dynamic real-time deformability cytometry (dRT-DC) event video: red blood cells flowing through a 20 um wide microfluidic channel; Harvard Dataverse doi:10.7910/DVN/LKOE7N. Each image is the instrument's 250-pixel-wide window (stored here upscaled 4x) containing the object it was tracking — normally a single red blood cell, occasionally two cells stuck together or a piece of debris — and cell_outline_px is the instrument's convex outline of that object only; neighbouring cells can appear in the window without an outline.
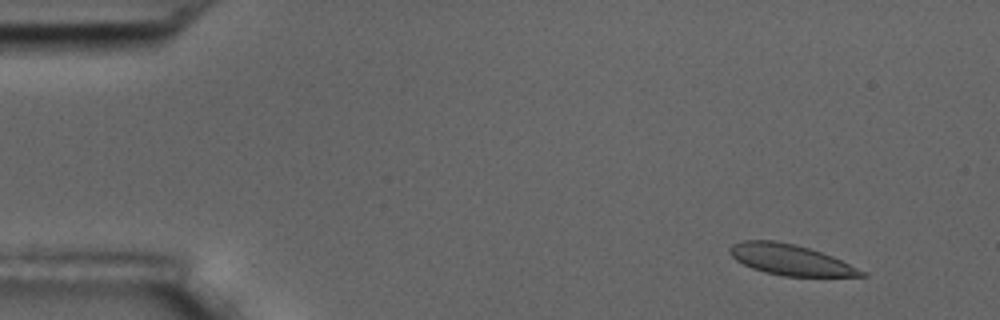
{"species": "common noctule bat (a hibernating species)", "species_latin": "Nyctalus noctula", "temperature_condition": "room temperature", "stored_images_in_passage": 5, "camera_frame_rate_fps": 3000, "um_per_image_px": 0.085, "animal": {"sex": "male", "body_mass_g": 17.5, "forearm_length_mm": 52.3}, "frame": {"image": 1, "passage_image": 2, "time_ms": 1.0, "image_size_px": [1000, 320], "cell_outline_px": [[868, 276], [784, 276], [764, 272], [752, 268], [736, 260], [728, 252], [728, 248], [732, 244], [744, 240], [776, 240], [796, 244], [832, 256], [868, 272]], "centroid_in_image_um": [67.18, 22.07], "position_along_channel_um": 17.8, "area_um2": 23.58}}
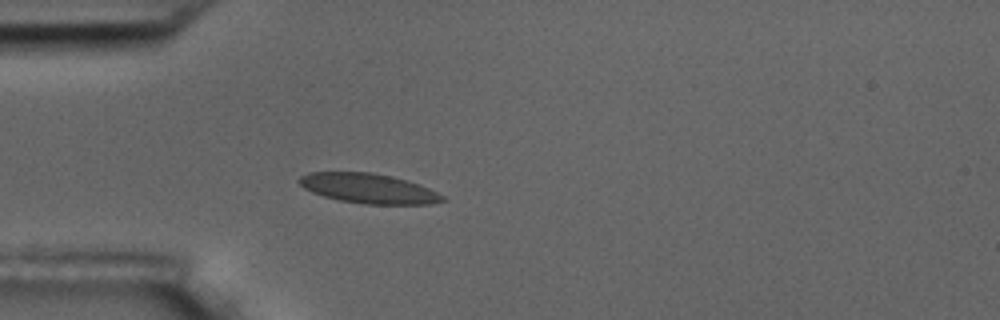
{"frame": {"image": 2, "passage_image": 5, "time_ms": 4.667, "image_size_px": [1000, 320], "cell_outline_px": [[444, 200], [432, 204], [364, 204], [340, 200], [324, 196], [312, 192], [304, 188], [296, 180], [300, 176], [308, 172], [372, 172], [392, 176], [420, 184], [444, 196]], "centroid_in_image_um": [31.3, 16.01], "position_along_channel_um": 53.7, "area_um2": 24.85}}